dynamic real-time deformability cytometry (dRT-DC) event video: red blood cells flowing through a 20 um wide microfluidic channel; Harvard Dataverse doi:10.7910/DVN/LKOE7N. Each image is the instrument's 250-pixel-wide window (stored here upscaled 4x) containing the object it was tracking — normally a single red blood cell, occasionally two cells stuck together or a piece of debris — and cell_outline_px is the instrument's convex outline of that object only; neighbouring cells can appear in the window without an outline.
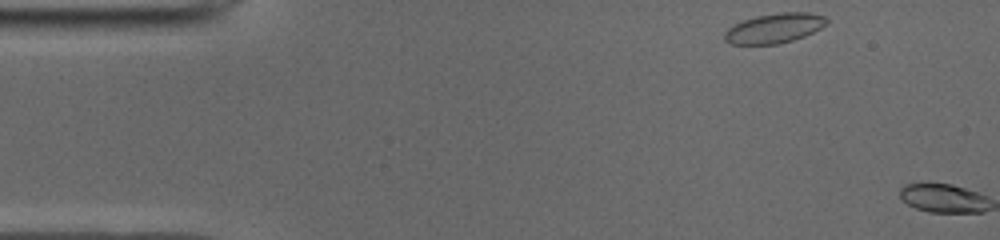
{"species": "common noctule bat (a hibernating species)", "species_latin": "Nyctalus noctula", "temperature_condition": "cold", "stored_images_in_passage": 2, "camera_frame_rate_fps": 3000, "um_per_image_px": 0.085, "animal": {"sex": "male", "body_mass_g": 19.0, "forearm_length_mm": 50.8}, "frame": {"image": 1, "passage_image": 1, "time_ms": 0.0, "image_size_px": [1000, 240], "cell_outline_px": [[828, 24], [804, 36], [792, 40], [776, 44], [732, 44], [724, 40], [724, 32], [728, 28], [744, 20], [756, 16], [780, 12], [808, 12], [824, 16], [828, 20]], "centroid_in_image_um": [65.83, 2.39], "position_along_channel_um": 19.2, "area_um2": 17.57}}